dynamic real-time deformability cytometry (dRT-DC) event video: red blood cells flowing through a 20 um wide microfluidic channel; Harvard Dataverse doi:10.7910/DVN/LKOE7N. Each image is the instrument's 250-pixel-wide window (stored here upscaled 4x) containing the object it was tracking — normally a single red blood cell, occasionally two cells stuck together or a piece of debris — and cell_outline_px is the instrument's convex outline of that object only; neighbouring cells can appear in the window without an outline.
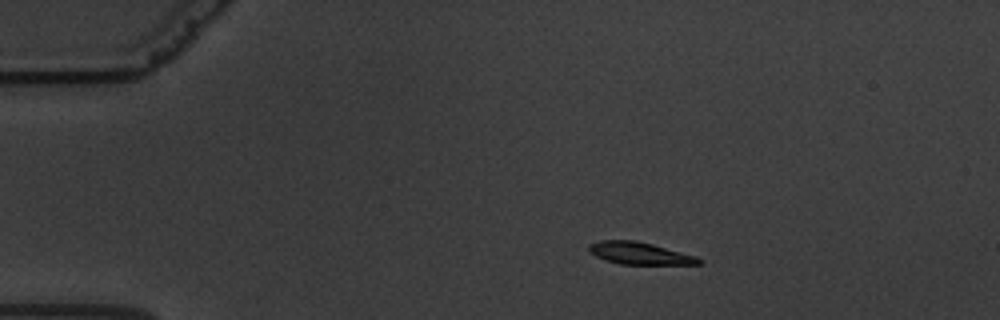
{"species": "common noctule bat (a hibernating species)", "species_latin": "Nyctalus noctula", "temperature_condition": "warm", "stored_images_in_passage": 50, "camera_frame_rate_fps": 3000, "um_per_image_px": 0.085, "animal": {"sex": "male", "body_mass_g": 19.5, "forearm_length_mm": 54.6}, "frame": {"image": 1, "passage_image": 1, "time_ms": 0.0, "image_size_px": [1000, 320], "cell_outline_px": [[704, 260], [700, 264], [620, 264], [604, 260], [596, 256], [588, 248], [588, 244], [600, 240], [636, 240], [652, 244], [696, 256]], "centroid_in_image_um": [54.36, 21.53], "position_along_channel_um": 30.6, "area_um2": 14.16}}
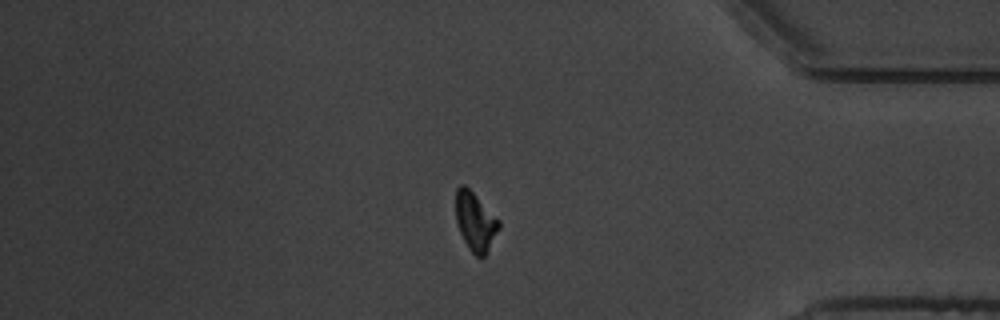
{"frame": {"image": 2, "passage_image": 41, "time_ms": 13.333, "image_size_px": [1000, 320], "cell_outline_px": [[500, 228], [484, 256], [480, 260], [468, 248], [456, 224], [456, 188], [460, 184], [464, 184], [500, 220]], "centroid_in_image_um": [40.39, 18.84], "position_along_channel_um": 394.8, "area_um2": 14.68}}
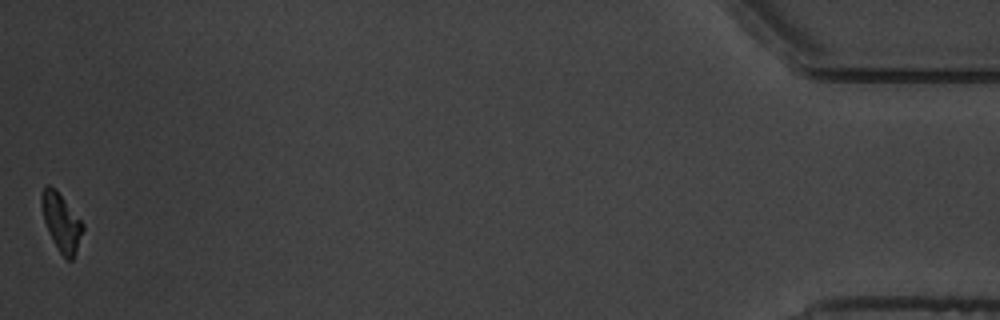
{"frame": {"image": 3, "passage_image": 50, "time_ms": 16.333, "image_size_px": [1000, 320], "cell_outline_px": [[84, 228], [72, 260], [68, 260], [60, 252], [48, 232], [44, 220], [40, 204], [40, 196], [44, 188], [48, 184], [56, 188], [84, 224]], "centroid_in_image_um": [5.19, 18.83], "position_along_channel_um": 430.0, "area_um2": 13.76}, "authors_computed_cell_mechanics": {"area_um2": 14.9991, "velocity_mm_per_s": 3.3639, "shape_relaxation_time_tau1_ms": 3.0143, "shape_relaxation_time_tau2_ms": 4.3897, "deformation_change_tau1": 0.1605, "deformation_change_tau2": 0.0723}}